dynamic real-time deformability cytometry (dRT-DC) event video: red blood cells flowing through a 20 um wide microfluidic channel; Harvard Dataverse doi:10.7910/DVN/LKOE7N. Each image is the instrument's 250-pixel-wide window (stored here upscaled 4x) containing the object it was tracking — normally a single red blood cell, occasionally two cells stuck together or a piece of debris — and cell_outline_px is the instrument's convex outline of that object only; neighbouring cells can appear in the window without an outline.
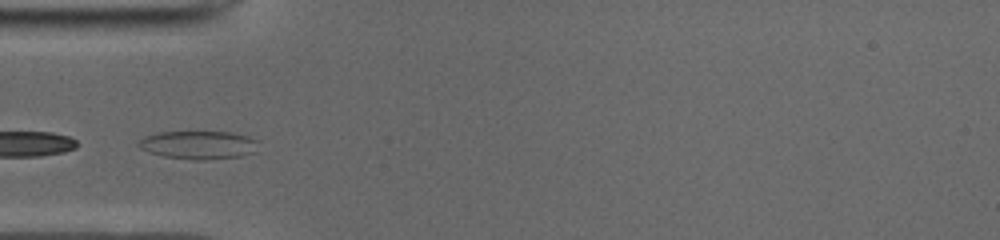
{"species": "common noctule bat (a hibernating species)", "species_latin": "Nyctalus noctula", "temperature_condition": "cold", "stored_images_in_passage": 8, "camera_frame_rate_fps": 3000, "um_per_image_px": 0.085, "animal": {"sex": "male", "body_mass_g": 19.0, "forearm_length_mm": 50.8}, "frame": {"image": 1, "passage_image": 5, "time_ms": 1.333, "image_size_px": [1000, 240], "cell_outline_px": [[256, 152], [240, 156], [204, 160], [192, 160], [164, 156], [148, 152], [140, 148], [136, 144], [144, 136], [156, 132], [232, 132], [248, 136], [256, 140]], "centroid_in_image_um": [16.84, 12.32], "position_along_channel_um": 68.2, "area_um2": 19.77}}